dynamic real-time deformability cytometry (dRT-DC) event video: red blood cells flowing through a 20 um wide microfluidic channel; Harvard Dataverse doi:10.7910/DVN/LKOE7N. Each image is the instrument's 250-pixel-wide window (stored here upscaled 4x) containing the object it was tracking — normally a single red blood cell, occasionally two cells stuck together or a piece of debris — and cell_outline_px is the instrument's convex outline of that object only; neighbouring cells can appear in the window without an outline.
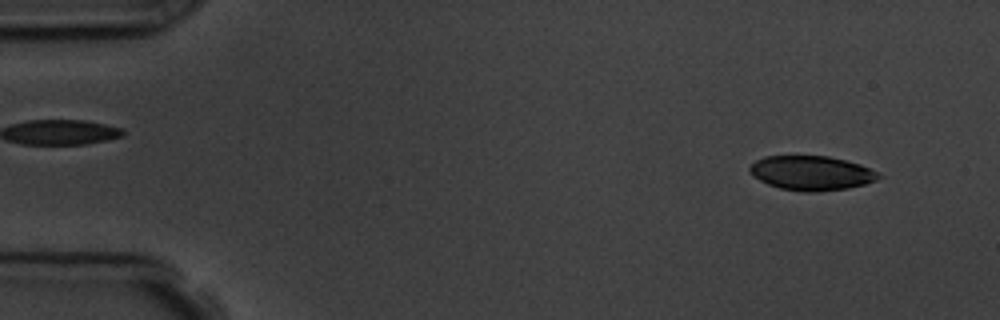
{"species": "common noctule bat (a hibernating species)", "species_latin": "Nyctalus noctula", "temperature_condition": "room temperature", "stored_images_in_passage": 6, "segment_of_instrument_passage": [2, 2], "camera_frame_rate_fps": 3000, "um_per_image_px": 0.085, "animal": {"sex": "male", "body_mass_g": 19.5, "forearm_length_mm": 54.6}, "frame": {"image": 1, "passage_image": 6, "time_ms": 6.333, "image_size_px": [1000, 320], "cell_outline_px": [[884, 176], [876, 180], [864, 184], [848, 188], [816, 192], [804, 192], [780, 188], [768, 184], [752, 176], [748, 172], [748, 168], [756, 160], [764, 156], [828, 156], [860, 164]], "centroid_in_image_um": [68.94, 14.71], "position_along_channel_um": 16.1, "area_um2": 25.84}}